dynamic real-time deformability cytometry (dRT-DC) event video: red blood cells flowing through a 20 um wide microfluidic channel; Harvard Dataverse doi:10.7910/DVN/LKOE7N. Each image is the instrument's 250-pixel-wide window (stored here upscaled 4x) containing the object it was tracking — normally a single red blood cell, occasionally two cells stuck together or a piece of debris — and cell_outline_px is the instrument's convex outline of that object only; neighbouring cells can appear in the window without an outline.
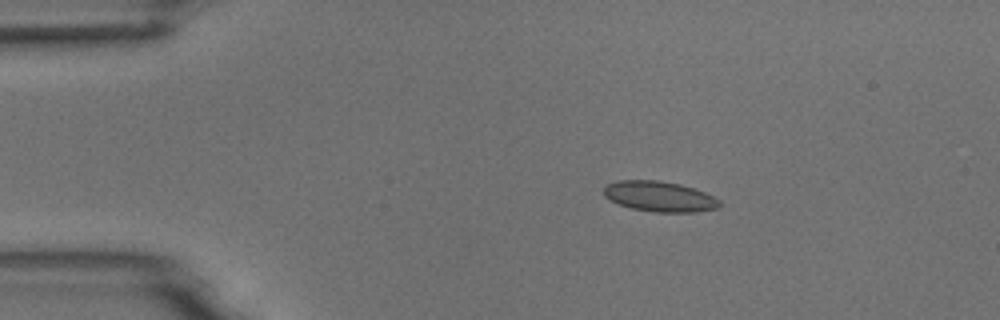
{"species": "common noctule bat (a hibernating species)", "species_latin": "Nyctalus noctula", "temperature_condition": "room temperature", "stored_images_in_passage": 8, "camera_frame_rate_fps": 3000, "um_per_image_px": 0.085, "animal": {"sex": "male", "body_mass_g": 18.8}, "frame": {"image": 1, "passage_image": 2, "time_ms": 1.0, "image_size_px": [1000, 320], "cell_outline_px": [[720, 208], [696, 212], [656, 212], [632, 208], [608, 200], [604, 196], [604, 188], [608, 184], [620, 180], [656, 180], [680, 184], [704, 192], [720, 200]], "centroid_in_image_um": [56.07, 16.7], "position_along_channel_um": 28.9, "area_um2": 20.4}}
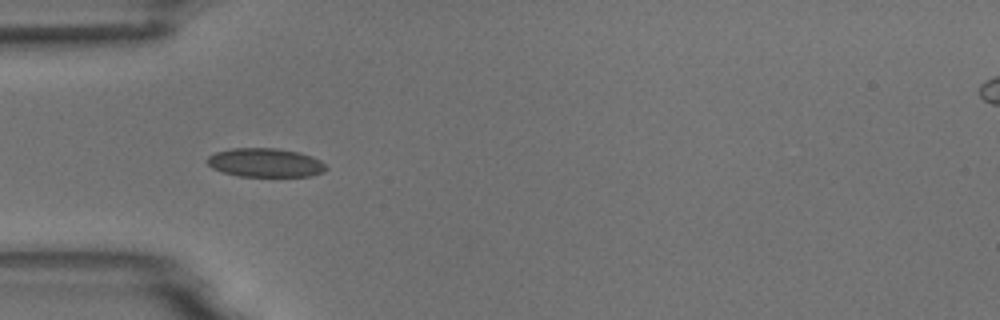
{"frame": {"image": 2, "passage_image": 4, "time_ms": 3.333, "image_size_px": [1000, 320], "cell_outline_px": [[328, 168], [324, 172], [312, 176], [240, 176], [224, 172], [212, 168], [208, 164], [208, 156], [216, 152], [232, 148], [276, 148], [300, 152], [312, 156], [320, 160]], "centroid_in_image_um": [22.59, 13.82], "position_along_channel_um": 62.4, "area_um2": 19.94}}